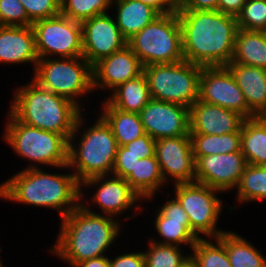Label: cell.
I'll use <instances>...</instances> for the list:
<instances>
[{"label":"cell","instance_id":"cell-1","mask_svg":"<svg viewBox=\"0 0 266 267\" xmlns=\"http://www.w3.org/2000/svg\"><path fill=\"white\" fill-rule=\"evenodd\" d=\"M184 60L201 67L227 66L231 62L237 17L218 10H178Z\"/></svg>","mask_w":266,"mask_h":267},{"label":"cell","instance_id":"cell-2","mask_svg":"<svg viewBox=\"0 0 266 267\" xmlns=\"http://www.w3.org/2000/svg\"><path fill=\"white\" fill-rule=\"evenodd\" d=\"M80 203L62 218L60 233L50 251L73 267L76 263L101 256L120 235L115 217L99 214Z\"/></svg>","mask_w":266,"mask_h":267},{"label":"cell","instance_id":"cell-3","mask_svg":"<svg viewBox=\"0 0 266 267\" xmlns=\"http://www.w3.org/2000/svg\"><path fill=\"white\" fill-rule=\"evenodd\" d=\"M0 198L57 210L61 219L80 203V183L75 174H56L41 168L22 169L0 184Z\"/></svg>","mask_w":266,"mask_h":267},{"label":"cell","instance_id":"cell-4","mask_svg":"<svg viewBox=\"0 0 266 267\" xmlns=\"http://www.w3.org/2000/svg\"><path fill=\"white\" fill-rule=\"evenodd\" d=\"M9 112L23 124L63 135L68 141L82 110L33 79L16 88Z\"/></svg>","mask_w":266,"mask_h":267},{"label":"cell","instance_id":"cell-5","mask_svg":"<svg viewBox=\"0 0 266 267\" xmlns=\"http://www.w3.org/2000/svg\"><path fill=\"white\" fill-rule=\"evenodd\" d=\"M82 115L76 121L68 148V166L79 183L91 177L111 175L118 148L111 127L100 115L94 125L80 131L85 121ZM77 133L81 137L76 147L73 143Z\"/></svg>","mask_w":266,"mask_h":267},{"label":"cell","instance_id":"cell-6","mask_svg":"<svg viewBox=\"0 0 266 267\" xmlns=\"http://www.w3.org/2000/svg\"><path fill=\"white\" fill-rule=\"evenodd\" d=\"M7 119L4 140L17 155L31 161L25 169L39 168L40 165L69 168V141L63 135L23 124L10 112Z\"/></svg>","mask_w":266,"mask_h":267},{"label":"cell","instance_id":"cell-7","mask_svg":"<svg viewBox=\"0 0 266 267\" xmlns=\"http://www.w3.org/2000/svg\"><path fill=\"white\" fill-rule=\"evenodd\" d=\"M143 67L184 60L182 29L178 14L158 16L127 41Z\"/></svg>","mask_w":266,"mask_h":267},{"label":"cell","instance_id":"cell-8","mask_svg":"<svg viewBox=\"0 0 266 267\" xmlns=\"http://www.w3.org/2000/svg\"><path fill=\"white\" fill-rule=\"evenodd\" d=\"M33 73L40 86L71 100L82 111L79 97L94 91L92 65L83 56L39 59Z\"/></svg>","mask_w":266,"mask_h":267},{"label":"cell","instance_id":"cell-9","mask_svg":"<svg viewBox=\"0 0 266 267\" xmlns=\"http://www.w3.org/2000/svg\"><path fill=\"white\" fill-rule=\"evenodd\" d=\"M152 99L190 108L199 99L202 67L183 60L143 67Z\"/></svg>","mask_w":266,"mask_h":267},{"label":"cell","instance_id":"cell-10","mask_svg":"<svg viewBox=\"0 0 266 267\" xmlns=\"http://www.w3.org/2000/svg\"><path fill=\"white\" fill-rule=\"evenodd\" d=\"M174 197L187 213L191 230L198 237L217 238L225 231L217 229L223 202L216 196L221 191L198 182L174 184Z\"/></svg>","mask_w":266,"mask_h":267},{"label":"cell","instance_id":"cell-11","mask_svg":"<svg viewBox=\"0 0 266 267\" xmlns=\"http://www.w3.org/2000/svg\"><path fill=\"white\" fill-rule=\"evenodd\" d=\"M39 59L83 56L82 25L62 14L32 24Z\"/></svg>","mask_w":266,"mask_h":267},{"label":"cell","instance_id":"cell-12","mask_svg":"<svg viewBox=\"0 0 266 267\" xmlns=\"http://www.w3.org/2000/svg\"><path fill=\"white\" fill-rule=\"evenodd\" d=\"M199 99L238 112L246 119L256 117L227 66L202 67Z\"/></svg>","mask_w":266,"mask_h":267},{"label":"cell","instance_id":"cell-13","mask_svg":"<svg viewBox=\"0 0 266 267\" xmlns=\"http://www.w3.org/2000/svg\"><path fill=\"white\" fill-rule=\"evenodd\" d=\"M109 176H95L80 183V200L83 201L84 199L82 188H89V186L92 187L93 185L97 190L90 198V201L92 203L95 202V205L97 204L99 206L103 215L115 216L116 218L117 215L119 216L120 213L123 214L122 212H126L127 209H130L132 212L134 207L140 209L137 212H141L142 206L140 207L136 202L139 203V200L143 202V200L131 188L129 183L122 177L113 176V174H111V178Z\"/></svg>","mask_w":266,"mask_h":267},{"label":"cell","instance_id":"cell-14","mask_svg":"<svg viewBox=\"0 0 266 267\" xmlns=\"http://www.w3.org/2000/svg\"><path fill=\"white\" fill-rule=\"evenodd\" d=\"M155 155L166 183L172 178L173 184L195 182V158L190 135L156 140Z\"/></svg>","mask_w":266,"mask_h":267},{"label":"cell","instance_id":"cell-15","mask_svg":"<svg viewBox=\"0 0 266 267\" xmlns=\"http://www.w3.org/2000/svg\"><path fill=\"white\" fill-rule=\"evenodd\" d=\"M195 158V182L227 192L237 187L247 166L241 151Z\"/></svg>","mask_w":266,"mask_h":267},{"label":"cell","instance_id":"cell-16","mask_svg":"<svg viewBox=\"0 0 266 267\" xmlns=\"http://www.w3.org/2000/svg\"><path fill=\"white\" fill-rule=\"evenodd\" d=\"M106 13L94 16L81 23L83 57L93 66L127 45L115 19Z\"/></svg>","mask_w":266,"mask_h":267},{"label":"cell","instance_id":"cell-17","mask_svg":"<svg viewBox=\"0 0 266 267\" xmlns=\"http://www.w3.org/2000/svg\"><path fill=\"white\" fill-rule=\"evenodd\" d=\"M139 114L145 133L155 140L190 135V111L186 106L151 99Z\"/></svg>","mask_w":266,"mask_h":267},{"label":"cell","instance_id":"cell-18","mask_svg":"<svg viewBox=\"0 0 266 267\" xmlns=\"http://www.w3.org/2000/svg\"><path fill=\"white\" fill-rule=\"evenodd\" d=\"M93 90H111L140 75L143 65L132 49L126 45L92 66ZM106 88V89H105Z\"/></svg>","mask_w":266,"mask_h":267},{"label":"cell","instance_id":"cell-19","mask_svg":"<svg viewBox=\"0 0 266 267\" xmlns=\"http://www.w3.org/2000/svg\"><path fill=\"white\" fill-rule=\"evenodd\" d=\"M190 134L223 135L241 132L245 117L198 99L190 108Z\"/></svg>","mask_w":266,"mask_h":267},{"label":"cell","instance_id":"cell-20","mask_svg":"<svg viewBox=\"0 0 266 267\" xmlns=\"http://www.w3.org/2000/svg\"><path fill=\"white\" fill-rule=\"evenodd\" d=\"M154 220L155 230L163 240L149 238L152 242L180 247L188 244L192 249L199 239L191 230L187 213L175 197L159 207Z\"/></svg>","mask_w":266,"mask_h":267},{"label":"cell","instance_id":"cell-21","mask_svg":"<svg viewBox=\"0 0 266 267\" xmlns=\"http://www.w3.org/2000/svg\"><path fill=\"white\" fill-rule=\"evenodd\" d=\"M39 60L32 26H0V63L33 64Z\"/></svg>","mask_w":266,"mask_h":267},{"label":"cell","instance_id":"cell-22","mask_svg":"<svg viewBox=\"0 0 266 267\" xmlns=\"http://www.w3.org/2000/svg\"><path fill=\"white\" fill-rule=\"evenodd\" d=\"M244 94L248 108L256 115H266V69L240 63L227 65Z\"/></svg>","mask_w":266,"mask_h":267},{"label":"cell","instance_id":"cell-23","mask_svg":"<svg viewBox=\"0 0 266 267\" xmlns=\"http://www.w3.org/2000/svg\"><path fill=\"white\" fill-rule=\"evenodd\" d=\"M113 4L117 11L115 22L127 41L160 16L152 7L138 0H112Z\"/></svg>","mask_w":266,"mask_h":267},{"label":"cell","instance_id":"cell-24","mask_svg":"<svg viewBox=\"0 0 266 267\" xmlns=\"http://www.w3.org/2000/svg\"><path fill=\"white\" fill-rule=\"evenodd\" d=\"M148 81L144 72L120 84L112 91L107 101L118 110L140 113L151 100Z\"/></svg>","mask_w":266,"mask_h":267},{"label":"cell","instance_id":"cell-25","mask_svg":"<svg viewBox=\"0 0 266 267\" xmlns=\"http://www.w3.org/2000/svg\"><path fill=\"white\" fill-rule=\"evenodd\" d=\"M230 63L266 69L265 32L238 29Z\"/></svg>","mask_w":266,"mask_h":267},{"label":"cell","instance_id":"cell-26","mask_svg":"<svg viewBox=\"0 0 266 267\" xmlns=\"http://www.w3.org/2000/svg\"><path fill=\"white\" fill-rule=\"evenodd\" d=\"M101 117L111 127L118 146H124L145 134L139 113L124 112L102 101Z\"/></svg>","mask_w":266,"mask_h":267},{"label":"cell","instance_id":"cell-27","mask_svg":"<svg viewBox=\"0 0 266 267\" xmlns=\"http://www.w3.org/2000/svg\"><path fill=\"white\" fill-rule=\"evenodd\" d=\"M240 133L247 164L266 166V115L245 119Z\"/></svg>","mask_w":266,"mask_h":267},{"label":"cell","instance_id":"cell-28","mask_svg":"<svg viewBox=\"0 0 266 267\" xmlns=\"http://www.w3.org/2000/svg\"><path fill=\"white\" fill-rule=\"evenodd\" d=\"M141 199H153L166 182L163 179L156 155L139 159L134 170L125 179Z\"/></svg>","mask_w":266,"mask_h":267},{"label":"cell","instance_id":"cell-29","mask_svg":"<svg viewBox=\"0 0 266 267\" xmlns=\"http://www.w3.org/2000/svg\"><path fill=\"white\" fill-rule=\"evenodd\" d=\"M217 239L225 246L232 267H266V257L234 231H225Z\"/></svg>","mask_w":266,"mask_h":267},{"label":"cell","instance_id":"cell-30","mask_svg":"<svg viewBox=\"0 0 266 267\" xmlns=\"http://www.w3.org/2000/svg\"><path fill=\"white\" fill-rule=\"evenodd\" d=\"M194 157L241 151V133L223 135L190 134Z\"/></svg>","mask_w":266,"mask_h":267},{"label":"cell","instance_id":"cell-31","mask_svg":"<svg viewBox=\"0 0 266 267\" xmlns=\"http://www.w3.org/2000/svg\"><path fill=\"white\" fill-rule=\"evenodd\" d=\"M236 189L241 204L266 200V166L247 164Z\"/></svg>","mask_w":266,"mask_h":267},{"label":"cell","instance_id":"cell-32","mask_svg":"<svg viewBox=\"0 0 266 267\" xmlns=\"http://www.w3.org/2000/svg\"><path fill=\"white\" fill-rule=\"evenodd\" d=\"M199 238L190 254L199 267H232L225 246L217 239Z\"/></svg>","mask_w":266,"mask_h":267},{"label":"cell","instance_id":"cell-33","mask_svg":"<svg viewBox=\"0 0 266 267\" xmlns=\"http://www.w3.org/2000/svg\"><path fill=\"white\" fill-rule=\"evenodd\" d=\"M143 252L145 267H180L191 253L183 254L180 246L159 244L149 240Z\"/></svg>","mask_w":266,"mask_h":267},{"label":"cell","instance_id":"cell-34","mask_svg":"<svg viewBox=\"0 0 266 267\" xmlns=\"http://www.w3.org/2000/svg\"><path fill=\"white\" fill-rule=\"evenodd\" d=\"M111 7L112 0H61V14L80 23L106 14Z\"/></svg>","mask_w":266,"mask_h":267},{"label":"cell","instance_id":"cell-35","mask_svg":"<svg viewBox=\"0 0 266 267\" xmlns=\"http://www.w3.org/2000/svg\"><path fill=\"white\" fill-rule=\"evenodd\" d=\"M239 29L264 31L266 29V0H246L237 16Z\"/></svg>","mask_w":266,"mask_h":267},{"label":"cell","instance_id":"cell-36","mask_svg":"<svg viewBox=\"0 0 266 267\" xmlns=\"http://www.w3.org/2000/svg\"><path fill=\"white\" fill-rule=\"evenodd\" d=\"M19 0H0V26H32Z\"/></svg>","mask_w":266,"mask_h":267},{"label":"cell","instance_id":"cell-37","mask_svg":"<svg viewBox=\"0 0 266 267\" xmlns=\"http://www.w3.org/2000/svg\"><path fill=\"white\" fill-rule=\"evenodd\" d=\"M28 15L35 22L37 20L55 17L61 14V0H19Z\"/></svg>","mask_w":266,"mask_h":267},{"label":"cell","instance_id":"cell-38","mask_svg":"<svg viewBox=\"0 0 266 267\" xmlns=\"http://www.w3.org/2000/svg\"><path fill=\"white\" fill-rule=\"evenodd\" d=\"M138 160L139 156L126 153L124 146H118L112 174L126 179L134 170Z\"/></svg>","mask_w":266,"mask_h":267},{"label":"cell","instance_id":"cell-39","mask_svg":"<svg viewBox=\"0 0 266 267\" xmlns=\"http://www.w3.org/2000/svg\"><path fill=\"white\" fill-rule=\"evenodd\" d=\"M126 153L139 156V159L155 156L156 140L145 133L131 143L124 145Z\"/></svg>","mask_w":266,"mask_h":267},{"label":"cell","instance_id":"cell-40","mask_svg":"<svg viewBox=\"0 0 266 267\" xmlns=\"http://www.w3.org/2000/svg\"><path fill=\"white\" fill-rule=\"evenodd\" d=\"M109 265L110 267H145L143 251L127 252L113 259L109 258Z\"/></svg>","mask_w":266,"mask_h":267},{"label":"cell","instance_id":"cell-41","mask_svg":"<svg viewBox=\"0 0 266 267\" xmlns=\"http://www.w3.org/2000/svg\"><path fill=\"white\" fill-rule=\"evenodd\" d=\"M218 0H178V10H217Z\"/></svg>","mask_w":266,"mask_h":267},{"label":"cell","instance_id":"cell-42","mask_svg":"<svg viewBox=\"0 0 266 267\" xmlns=\"http://www.w3.org/2000/svg\"><path fill=\"white\" fill-rule=\"evenodd\" d=\"M149 5L160 15L176 13L178 11V0H138Z\"/></svg>","mask_w":266,"mask_h":267},{"label":"cell","instance_id":"cell-43","mask_svg":"<svg viewBox=\"0 0 266 267\" xmlns=\"http://www.w3.org/2000/svg\"><path fill=\"white\" fill-rule=\"evenodd\" d=\"M246 0H218L217 10L237 17L245 5Z\"/></svg>","mask_w":266,"mask_h":267},{"label":"cell","instance_id":"cell-44","mask_svg":"<svg viewBox=\"0 0 266 267\" xmlns=\"http://www.w3.org/2000/svg\"><path fill=\"white\" fill-rule=\"evenodd\" d=\"M73 267H110L108 256L87 259L76 263Z\"/></svg>","mask_w":266,"mask_h":267},{"label":"cell","instance_id":"cell-45","mask_svg":"<svg viewBox=\"0 0 266 267\" xmlns=\"http://www.w3.org/2000/svg\"><path fill=\"white\" fill-rule=\"evenodd\" d=\"M180 267H199L193 257L190 255Z\"/></svg>","mask_w":266,"mask_h":267},{"label":"cell","instance_id":"cell-46","mask_svg":"<svg viewBox=\"0 0 266 267\" xmlns=\"http://www.w3.org/2000/svg\"><path fill=\"white\" fill-rule=\"evenodd\" d=\"M2 250H1V248H0V252H1ZM0 267H3V263H2V261H1V259H0Z\"/></svg>","mask_w":266,"mask_h":267}]
</instances>
